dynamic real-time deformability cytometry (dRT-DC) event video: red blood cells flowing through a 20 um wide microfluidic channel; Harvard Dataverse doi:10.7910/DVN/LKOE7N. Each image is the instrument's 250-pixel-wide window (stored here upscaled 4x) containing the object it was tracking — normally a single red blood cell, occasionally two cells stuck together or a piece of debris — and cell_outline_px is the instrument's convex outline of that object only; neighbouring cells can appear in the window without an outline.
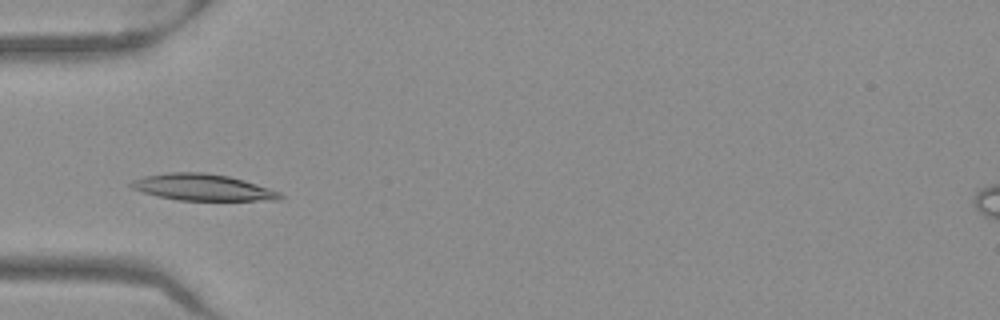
{"species": "Egyptian fruit bat (a non-hibernating species)", "species_latin": "Rousettus aegyptiacus", "temperature_condition": "warm", "stored_images_in_passage": 46, "camera_frame_rate_fps": 3000, "um_per_image_px": 0.085, "frame": {"image": 1, "passage_image": 11, "time_ms": 3.333, "image_size_px": [1000, 320], "cell_outline_px": [[284, 196], [280, 200], [180, 200], [156, 196], [132, 188], [128, 184], [132, 180], [144, 176], [168, 172], [204, 172], [228, 176], [244, 180], [280, 192]], "centroid_in_image_um": [17.21, 15.92], "position_along_channel_um": 67.8, "area_um2": 22.89}}
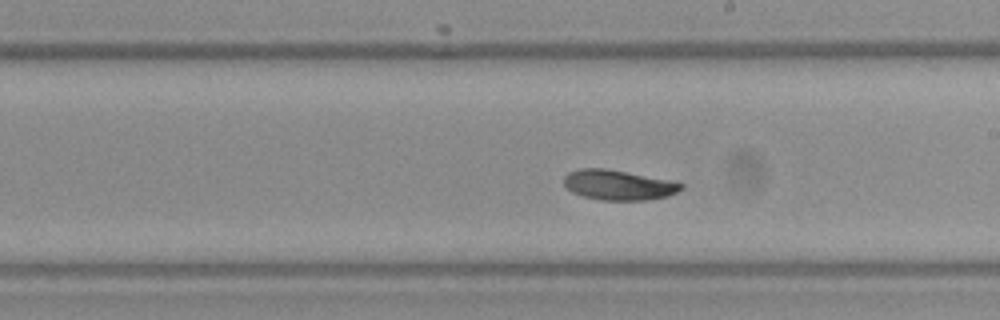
{"frame": {"image": 2, "passage_image": 24, "time_ms": 7.667, "image_size_px": [1000, 320], "cell_outline_px": [[684, 188], [668, 196], [648, 200], [600, 200], [584, 196], [572, 192], [564, 184], [564, 176], [568, 172], [580, 168], [604, 168], [676, 180], [684, 184]], "centroid_in_image_um": [52.62, 15.71], "position_along_channel_um": 236.4, "area_um2": 20.81}}
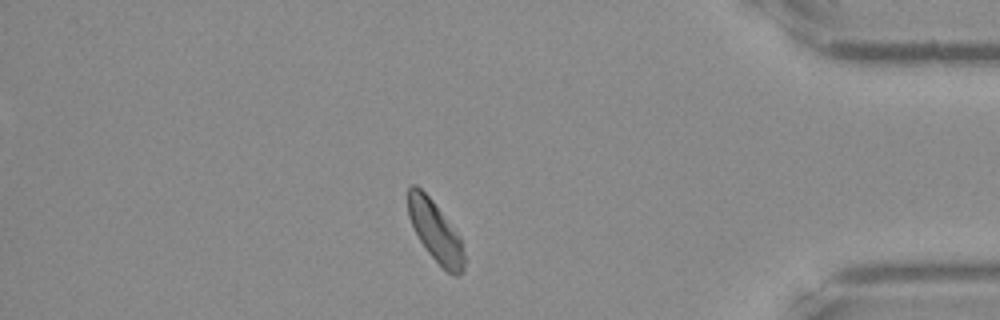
{"frame": {"image": 3, "passage_image": 39, "time_ms": 12.667, "image_size_px": [1000, 320], "cell_outline_px": [[464, 272], [460, 276], [456, 276], [448, 272], [428, 252], [420, 240], [408, 216], [408, 188], [412, 184], [416, 184], [432, 200], [460, 236], [464, 252]], "centroid_in_image_um": [37.02, 19.68], "position_along_channel_um": 398.2, "area_um2": 19.54}, "authors_computed_cell_mechanics": {"area_um2": 21.097, "velocity_mm_per_s": 3.9007, "shape_relaxation_time_tau1_ms": 2.4554, "shape_relaxation_time_tau2_ms": 8.1953, "deformation_change_tau1": 0.0939, "deformation_change_tau2": 0.1086}}